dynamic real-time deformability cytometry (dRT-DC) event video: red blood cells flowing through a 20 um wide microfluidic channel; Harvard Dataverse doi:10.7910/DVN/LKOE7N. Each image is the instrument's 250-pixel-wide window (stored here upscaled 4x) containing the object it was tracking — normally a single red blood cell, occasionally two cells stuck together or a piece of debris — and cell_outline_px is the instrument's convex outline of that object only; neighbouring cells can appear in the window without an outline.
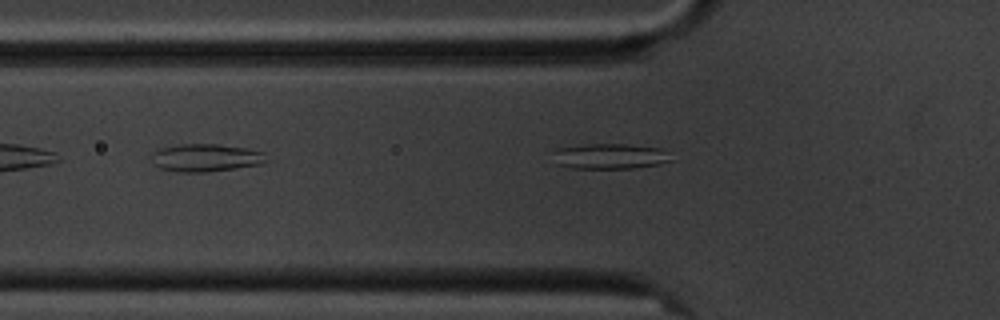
{"species": "common noctule bat (a hibernating species)", "species_latin": "Nyctalus noctula", "temperature_condition": "cold", "stored_images_in_passage": 3, "camera_frame_rate_fps": 3000, "um_per_image_px": 0.085, "animal": {"sex": "male", "body_mass_g": 20.1, "forearm_length_mm": 53.5}, "frame": {"image": 1, "passage_image": 3, "time_ms": 2.333, "image_size_px": [1000, 320], "cell_outline_px": [[672, 160], [660, 164], [632, 168], [572, 168], [560, 164], [552, 152], [556, 148], [584, 144], [624, 144], [660, 148], [668, 152]], "centroid_in_image_um": [51.87, 13.27], "position_along_channel_um": 73.9, "area_um2": 17.34}}